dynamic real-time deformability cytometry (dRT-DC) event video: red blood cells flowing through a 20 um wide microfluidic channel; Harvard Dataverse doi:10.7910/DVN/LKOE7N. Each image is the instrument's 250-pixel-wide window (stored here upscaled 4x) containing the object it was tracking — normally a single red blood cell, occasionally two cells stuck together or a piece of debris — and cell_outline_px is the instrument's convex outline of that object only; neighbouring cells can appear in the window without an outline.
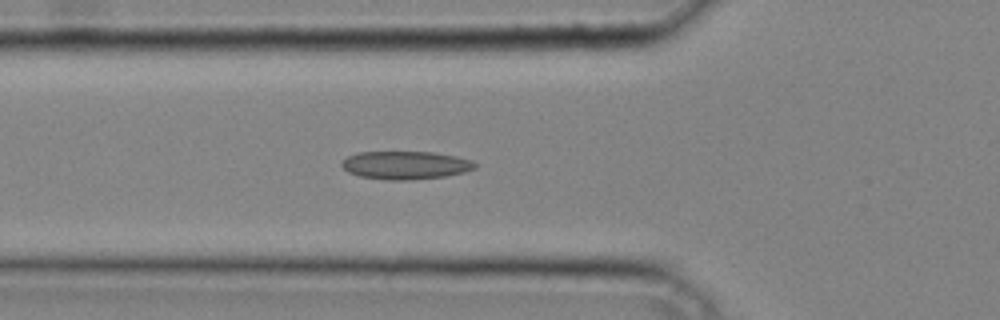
{"species": "common noctule bat (a hibernating species)", "species_latin": "Nyctalus noctula", "temperature_condition": "cold", "stored_images_in_passage": 32, "camera_frame_rate_fps": 3000, "um_per_image_px": 0.085, "animal": {"sex": "male", "body_mass_g": 20.4}, "frame": {"image": 1, "passage_image": 6, "time_ms": 1.667, "image_size_px": [1000, 320], "cell_outline_px": [[476, 168], [464, 172], [444, 176], [412, 180], [384, 180], [360, 176], [348, 172], [340, 164], [348, 156], [356, 152], [432, 152], [456, 156], [472, 160], [476, 164]], "centroid_in_image_um": [34.46, 14.04], "position_along_channel_um": 91.3, "area_um2": 21.85}}
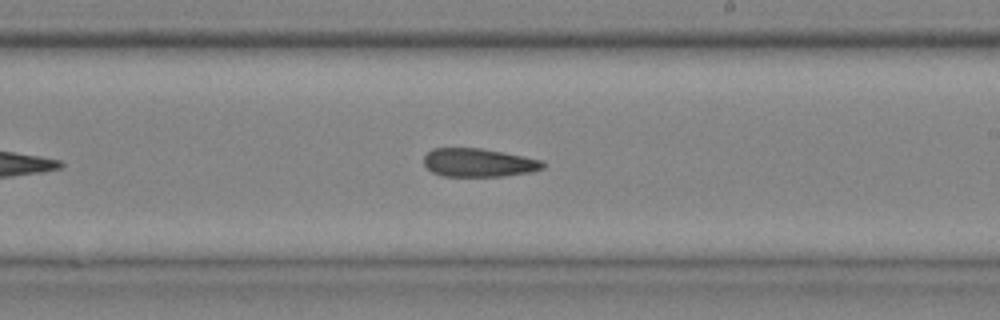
{"frame": {"image": 2, "passage_image": 16, "time_ms": 5.0, "image_size_px": [1000, 320], "cell_outline_px": [[544, 168], [532, 172], [504, 176], [444, 176], [432, 172], [424, 164], [424, 156], [432, 148], [480, 148], [504, 152], [544, 160]], "centroid_in_image_um": [40.71, 13.82], "position_along_channel_um": 248.3, "area_um2": 19.83}}
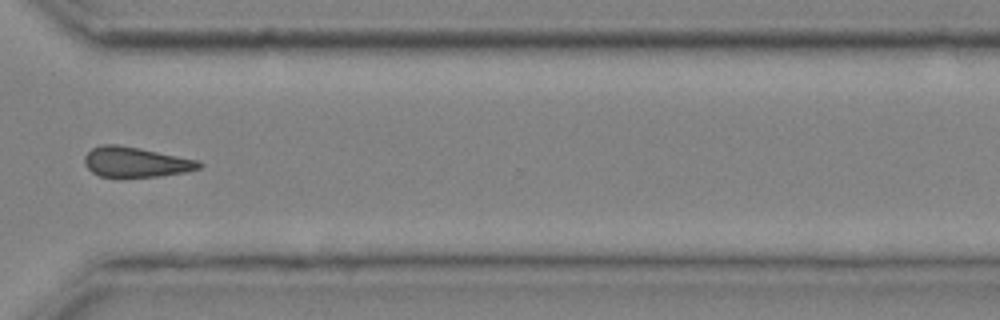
{"frame": {"image": 3, "passage_image": 23, "time_ms": 7.333, "image_size_px": [1000, 320], "cell_outline_px": [[204, 164], [200, 168], [184, 172], [160, 176], [124, 180], [100, 176], [92, 172], [84, 164], [84, 156], [92, 148], [100, 144], [116, 144], [140, 148], [200, 160]], "centroid_in_image_um": [11.52, 13.81], "position_along_channel_um": 359.1, "area_um2": 20.92}}